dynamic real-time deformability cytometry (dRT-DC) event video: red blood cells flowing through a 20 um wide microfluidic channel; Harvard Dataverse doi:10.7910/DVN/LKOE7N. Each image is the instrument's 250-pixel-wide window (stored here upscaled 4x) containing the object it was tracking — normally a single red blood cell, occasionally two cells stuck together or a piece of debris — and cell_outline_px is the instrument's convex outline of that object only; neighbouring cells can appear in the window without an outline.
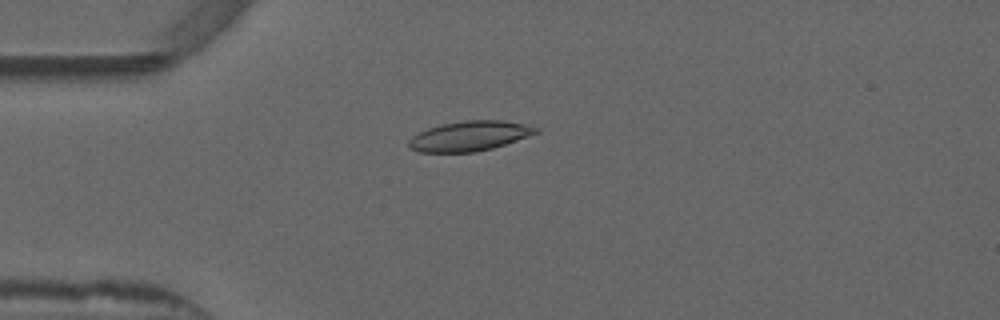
{"species": "common noctule bat (a hibernating species)", "species_latin": "Nyctalus noctula", "temperature_condition": "warm", "stored_images_in_passage": 40, "camera_frame_rate_fps": 3000, "um_per_image_px": 0.085, "animal": {"sex": "male", "forearm_length_mm": 52.5}, "frame": {"image": 1, "passage_image": 1, "time_ms": 0.0, "image_size_px": [1000, 320], "cell_outline_px": [[540, 132], [492, 148], [476, 152], [420, 152], [408, 148], [408, 140], [412, 136], [428, 128], [440, 124], [464, 120], [500, 120], [524, 124], [540, 128]], "centroid_in_image_um": [39.89, 11.56], "position_along_channel_um": 45.1, "area_um2": 22.14}}
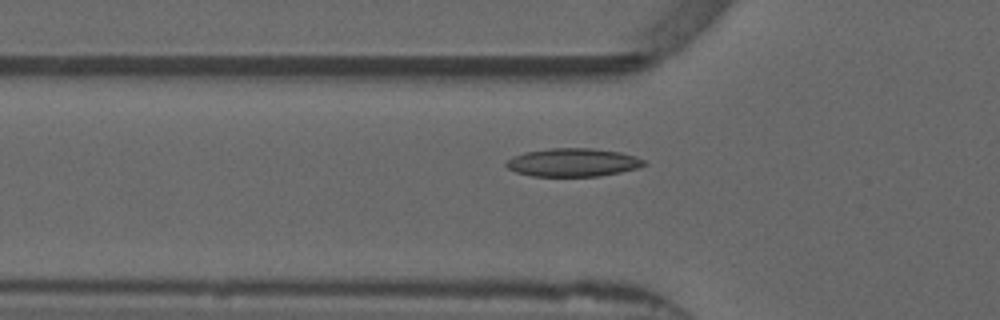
{"frame": {"image": 2, "passage_image": 5, "time_ms": 1.333, "image_size_px": [1000, 320], "cell_outline_px": [[648, 164], [636, 168], [620, 172], [600, 176], [532, 176], [516, 172], [508, 168], [504, 164], [512, 156], [524, 152], [548, 148], [592, 148], [620, 152], [636, 156], [644, 160]], "centroid_in_image_um": [48.69, 13.8], "position_along_channel_um": 77.1, "area_um2": 22.77}}
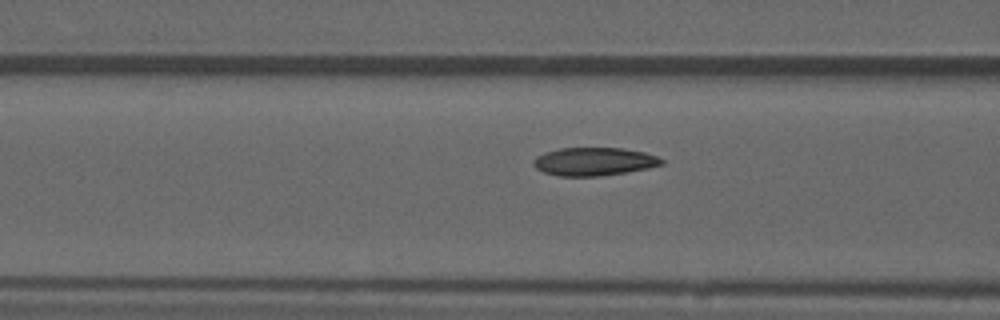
{"frame": {"image": 3, "passage_image": 8, "time_ms": 2.333, "image_size_px": [1000, 320], "cell_outline_px": [[664, 164], [648, 168], [600, 176], [560, 176], [544, 172], [536, 168], [532, 164], [532, 160], [536, 156], [544, 152], [560, 148], [624, 148], [644, 152], [656, 156], [664, 160]], "centroid_in_image_um": [50.47, 13.72], "position_along_channel_um": 116.1, "area_um2": 21.04}, "authors_computed_cell_mechanics": {"area_um2": 21.1259, "velocity_mm_per_s": 3.8421, "shape_relaxation_time_tau1_ms": 6.0036, "shape_relaxation_time_tau2_ms": 2.7264, "deformation_change_tau1": 0.1476, "deformation_change_tau2": 0.0832}}